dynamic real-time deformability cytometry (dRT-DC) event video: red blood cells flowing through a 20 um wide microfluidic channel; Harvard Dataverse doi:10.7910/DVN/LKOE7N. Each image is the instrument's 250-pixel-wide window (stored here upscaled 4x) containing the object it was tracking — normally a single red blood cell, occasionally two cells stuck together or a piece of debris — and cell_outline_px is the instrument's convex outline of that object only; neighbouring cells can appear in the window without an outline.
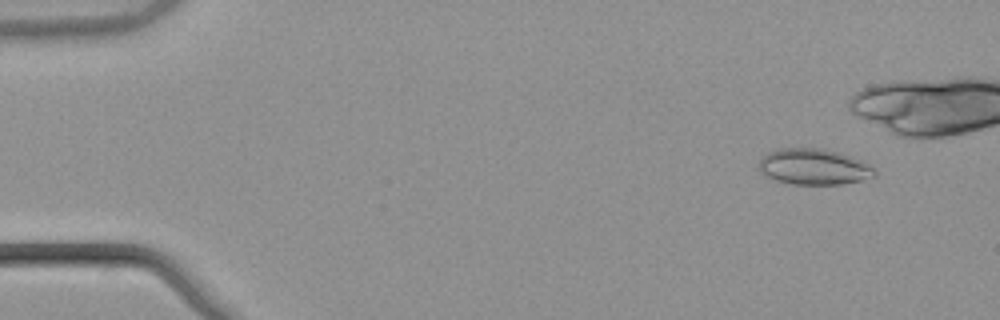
{"species": "common noctule bat (a hibernating species)", "species_latin": "Nyctalus noctula", "temperature_condition": "warm", "stored_images_in_passage": 43, "camera_frame_rate_fps": 3000, "um_per_image_px": 0.085, "animal": {"sex": "male", "body_mass_g": 21.5, "forearm_length_mm": 52.0}, "frame": {"image": 1, "passage_image": 5, "time_ms": 1.333, "image_size_px": [1000, 320], "cell_outline_px": [[876, 176], [844, 184], [792, 184], [776, 180], [764, 176], [760, 172], [756, 164], [768, 152], [776, 148], [824, 148], [840, 152], [864, 160], [876, 168]], "centroid_in_image_um": [69.19, 14.16], "position_along_channel_um": 15.8, "area_um2": 24.8}}
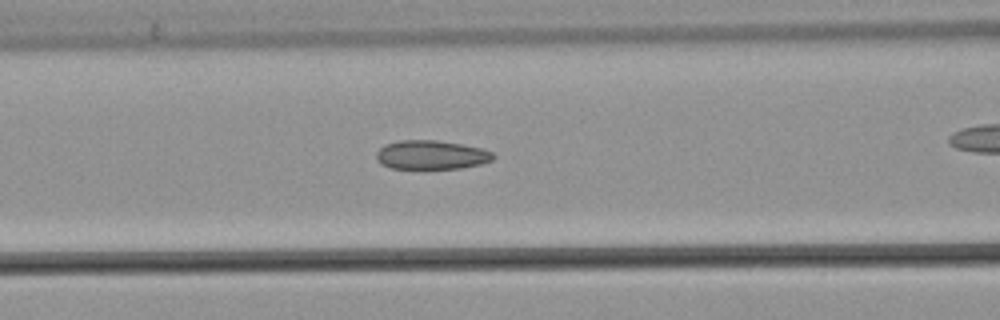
{"frame": {"image": 2, "passage_image": 23, "time_ms": 7.333, "image_size_px": [1000, 320], "cell_outline_px": [[496, 156], [492, 160], [480, 164], [460, 168], [392, 168], [380, 164], [376, 160], [376, 152], [384, 144], [400, 140], [436, 140], [460, 144], [480, 148], [492, 152]], "centroid_in_image_um": [36.62, 13.16], "position_along_channel_um": 130.0, "area_um2": 19.65}}
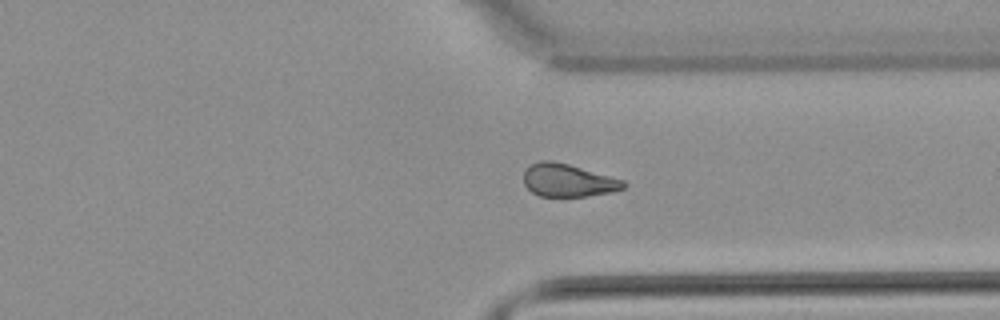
{"frame": {"image": 3, "passage_image": 41, "time_ms": 13.333, "image_size_px": [1000, 320], "cell_outline_px": [[628, 184], [624, 188], [608, 192], [588, 196], [540, 196], [532, 192], [524, 184], [524, 172], [532, 164], [540, 160], [552, 160], [568, 164], [624, 180]], "centroid_in_image_um": [48.28, 15.32], "position_along_channel_um": 363.1, "area_um2": 18.9}}